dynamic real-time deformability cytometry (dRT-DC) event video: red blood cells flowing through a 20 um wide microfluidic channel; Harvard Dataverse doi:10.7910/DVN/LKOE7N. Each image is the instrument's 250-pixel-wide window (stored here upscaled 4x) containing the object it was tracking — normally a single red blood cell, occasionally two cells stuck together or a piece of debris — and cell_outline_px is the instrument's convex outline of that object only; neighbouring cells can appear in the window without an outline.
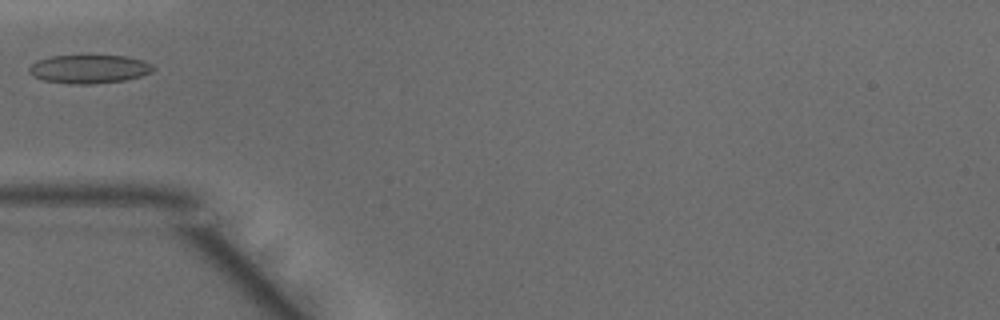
{"species": "common noctule bat (a hibernating species)", "species_latin": "Nyctalus noctula", "temperature_condition": "warm", "stored_images_in_passage": 33, "camera_frame_rate_fps": 3000, "um_per_image_px": 0.085, "animal": {"sex": "male", "body_mass_g": 15.6}, "frame": {"image": 1, "passage_image": 1, "time_ms": 0.0, "image_size_px": [1000, 320], "cell_outline_px": [[156, 68], [152, 72], [140, 76], [124, 80], [88, 84], [68, 84], [44, 80], [32, 76], [28, 72], [28, 68], [32, 64], [40, 60], [52, 56], [128, 56], [144, 60], [152, 64]], "centroid_in_image_um": [7.6, 5.87], "position_along_channel_um": 77.4, "area_um2": 20.58}}
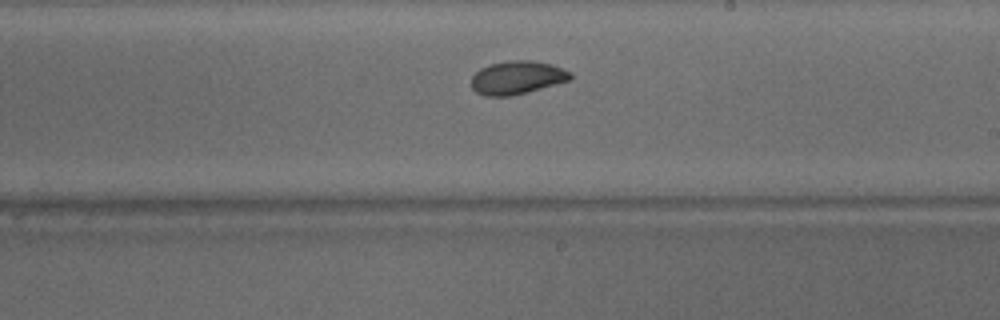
{"frame": {"image": 2, "passage_image": 13, "time_ms": 4.0, "image_size_px": [1000, 320], "cell_outline_px": [[572, 76], [568, 80], [556, 84], [528, 92], [512, 96], [484, 96], [476, 92], [472, 88], [472, 76], [480, 68], [492, 64], [512, 60], [532, 60], [552, 64], [572, 72]], "centroid_in_image_um": [43.95, 6.6], "position_along_channel_um": 245.0, "area_um2": 19.19}}
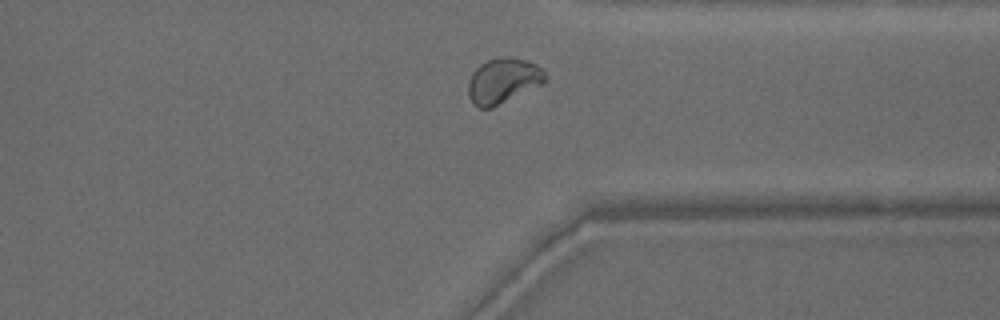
{"frame": {"image": 3, "passage_image": 22, "time_ms": 7.0, "image_size_px": [1000, 320], "cell_outline_px": [[548, 80], [492, 108], [480, 108], [472, 104], [468, 96], [468, 80], [472, 72], [480, 64], [488, 60], [504, 56], [508, 56], [524, 60], [536, 64], [548, 76]], "centroid_in_image_um": [42.73, 6.86], "position_along_channel_um": 368.7, "area_um2": 20.23}}